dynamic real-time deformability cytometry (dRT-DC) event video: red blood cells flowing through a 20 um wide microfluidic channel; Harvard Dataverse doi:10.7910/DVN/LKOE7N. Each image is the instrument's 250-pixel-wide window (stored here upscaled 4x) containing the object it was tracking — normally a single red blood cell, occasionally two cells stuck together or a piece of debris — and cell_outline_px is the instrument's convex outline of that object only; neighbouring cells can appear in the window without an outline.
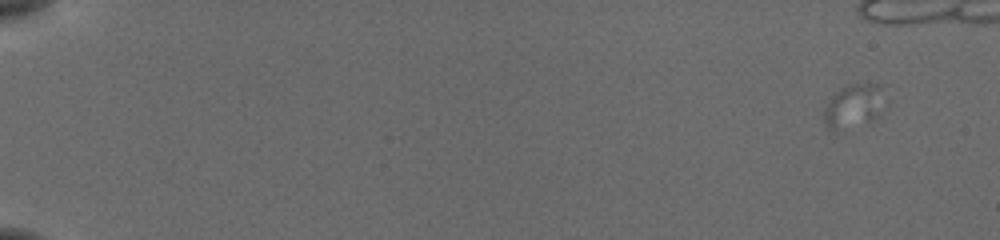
{"species": "common noctule bat (a hibernating species)", "species_latin": "Nyctalus noctula", "temperature_condition": "cold", "stored_images_in_passage": 5, "camera_frame_rate_fps": 3000, "um_per_image_px": 0.085, "animal": {"sex": "female", "body_mass_g": 19.5, "forearm_length_mm": 54.1}, "frame": {"image": 1, "passage_image": 4, "time_ms": 1.0, "image_size_px": [1000, 240], "cell_outline_px": [[880, 88], [836, 132], [832, 132], [824, 124], [824, 108], [832, 96], [840, 88], [856, 84], [876, 84]], "centroid_in_image_um": [71.98, 8.86], "position_along_channel_um": 13.0, "area_um2": 10.4}}